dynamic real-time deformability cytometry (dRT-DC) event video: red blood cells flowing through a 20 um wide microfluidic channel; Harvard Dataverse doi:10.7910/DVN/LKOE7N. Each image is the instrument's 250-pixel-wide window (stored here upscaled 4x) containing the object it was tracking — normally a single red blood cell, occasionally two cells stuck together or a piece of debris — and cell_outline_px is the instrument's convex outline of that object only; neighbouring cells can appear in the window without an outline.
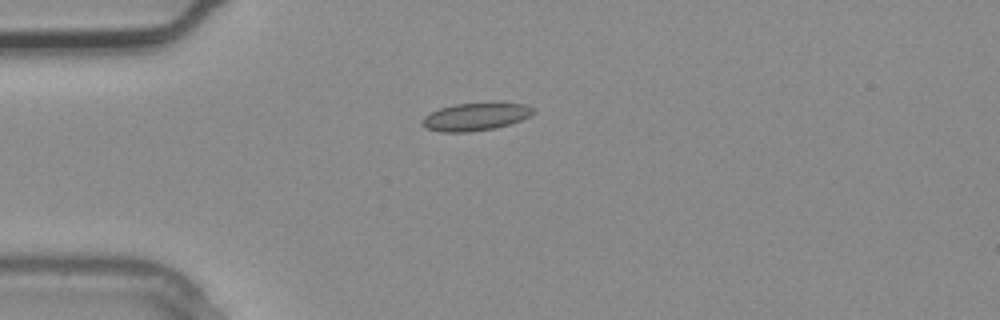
{"species": "common noctule bat (a hibernating species)", "species_latin": "Nyctalus noctula", "temperature_condition": "warm", "stored_images_in_passage": 1, "camera_frame_rate_fps": 3000, "um_per_image_px": 0.085, "animal": {"sex": "male", "body_mass_g": 20.4}, "frame": {"image": 1, "passage_image": 1, "time_ms": 0.0, "image_size_px": [1000, 320], "cell_outline_px": [[536, 112], [520, 120], [496, 128], [468, 132], [440, 132], [424, 128], [420, 124], [420, 120], [424, 116], [440, 108], [456, 104], [492, 100], [500, 100], [524, 104], [532, 108]], "centroid_in_image_um": [40.42, 9.88], "position_along_channel_um": 44.6, "area_um2": 18.67}}